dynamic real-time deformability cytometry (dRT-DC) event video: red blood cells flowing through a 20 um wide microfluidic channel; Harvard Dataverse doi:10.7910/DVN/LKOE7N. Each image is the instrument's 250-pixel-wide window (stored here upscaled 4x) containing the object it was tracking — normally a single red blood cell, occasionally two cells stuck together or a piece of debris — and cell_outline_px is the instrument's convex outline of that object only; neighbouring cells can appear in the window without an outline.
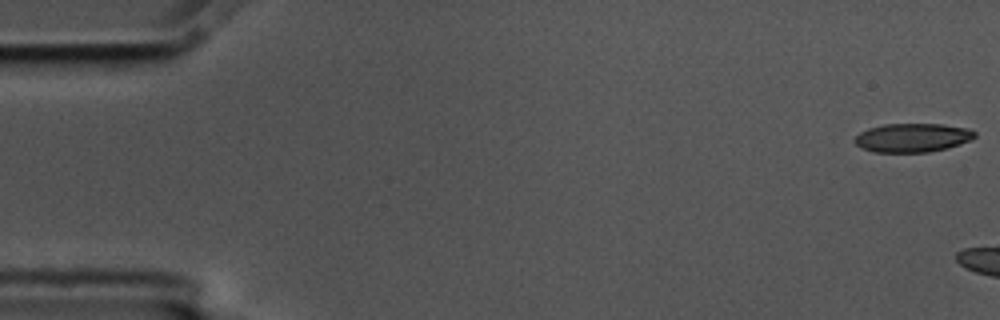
{"species": "common noctule bat (a hibernating species)", "species_latin": "Nyctalus noctula", "temperature_condition": "cold", "stored_images_in_passage": 6, "camera_frame_rate_fps": 3000, "um_per_image_px": 0.085, "animal": {"sex": "male", "body_mass_g": 17.5, "forearm_length_mm": 52.3}, "frame": {"image": 1, "passage_image": 1, "time_ms": 0.0, "image_size_px": [1000, 320], "cell_outline_px": [[976, 136], [972, 140], [948, 148], [928, 152], [872, 152], [856, 144], [852, 140], [860, 132], [868, 128], [884, 124], [944, 124], [968, 128], [976, 132]], "centroid_in_image_um": [77.58, 11.7], "position_along_channel_um": 7.4, "area_um2": 20.29}}